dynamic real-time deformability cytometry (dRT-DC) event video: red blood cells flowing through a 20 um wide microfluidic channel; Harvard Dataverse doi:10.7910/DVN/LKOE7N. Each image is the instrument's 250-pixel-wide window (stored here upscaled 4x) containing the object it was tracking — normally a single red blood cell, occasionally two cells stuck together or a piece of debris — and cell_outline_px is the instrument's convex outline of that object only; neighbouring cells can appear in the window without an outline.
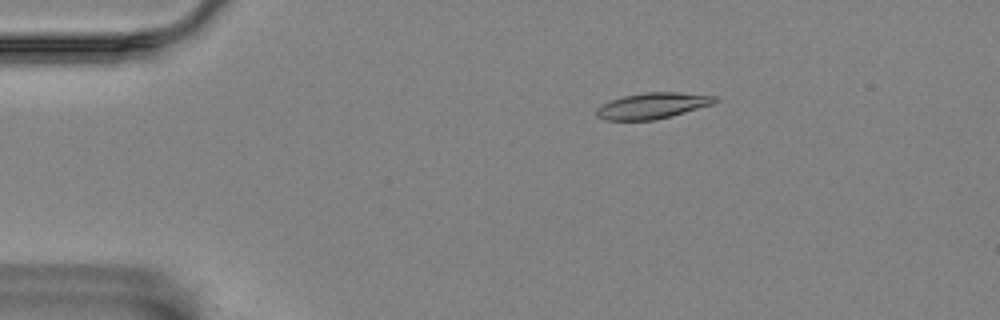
{"species": "Egyptian fruit bat (a non-hibernating species)", "species_latin": "Rousettus aegyptiacus", "temperature_condition": "room temperature", "stored_images_in_passage": 10, "camera_frame_rate_fps": 3000, "um_per_image_px": 0.085, "animal": {"sex": "female"}, "frame": {"image": 1, "passage_image": 3, "time_ms": 0.667, "image_size_px": [1000, 320], "cell_outline_px": [[720, 100], [712, 104], [672, 116], [652, 120], [604, 120], [596, 116], [596, 108], [600, 104], [624, 96], [644, 92], [676, 92], [716, 96]], "centroid_in_image_um": [55.44, 8.98], "position_along_channel_um": 29.6, "area_um2": 17.92}}
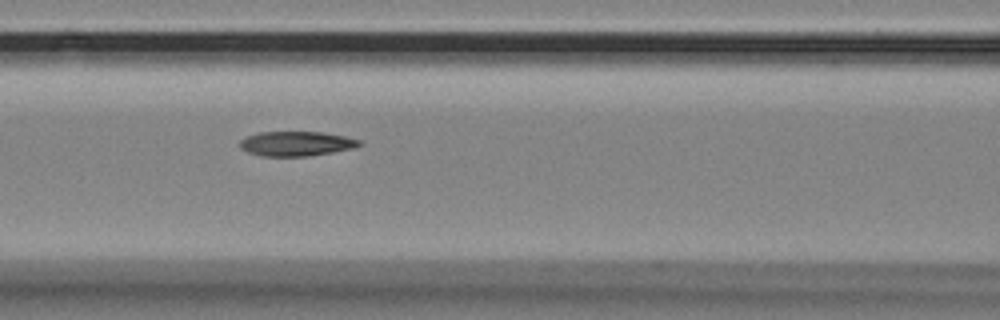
{"frame": {"image": 2, "passage_image": 7, "time_ms": 2.0, "image_size_px": [1000, 320], "cell_outline_px": [[364, 144], [356, 148], [308, 156], [260, 156], [248, 152], [240, 148], [240, 140], [248, 136], [260, 132], [320, 132], [344, 136], [360, 140]], "centroid_in_image_um": [25.21, 12.21], "position_along_channel_um": 141.4, "area_um2": 17.17}}
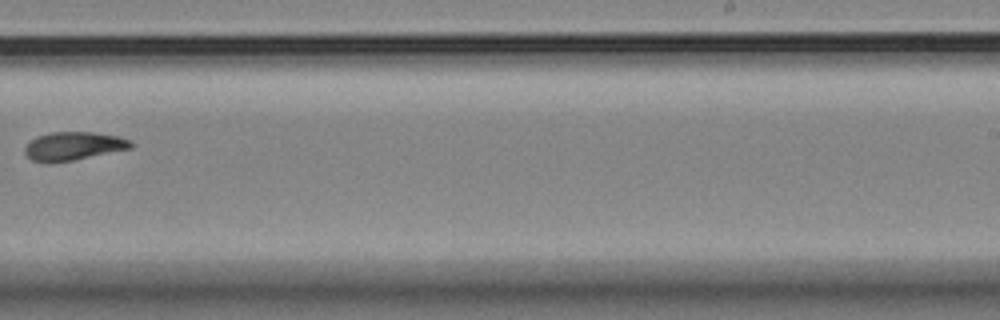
{"frame": {"image": 3, "passage_image": 10, "time_ms": 3.0, "image_size_px": [1000, 320], "cell_outline_px": [[132, 148], [52, 164], [44, 164], [32, 160], [24, 152], [24, 148], [28, 140], [36, 136], [52, 132], [92, 132], [116, 136], [132, 140]], "centroid_in_image_um": [6.17, 12.43], "position_along_channel_um": 282.8, "area_um2": 17.74}}